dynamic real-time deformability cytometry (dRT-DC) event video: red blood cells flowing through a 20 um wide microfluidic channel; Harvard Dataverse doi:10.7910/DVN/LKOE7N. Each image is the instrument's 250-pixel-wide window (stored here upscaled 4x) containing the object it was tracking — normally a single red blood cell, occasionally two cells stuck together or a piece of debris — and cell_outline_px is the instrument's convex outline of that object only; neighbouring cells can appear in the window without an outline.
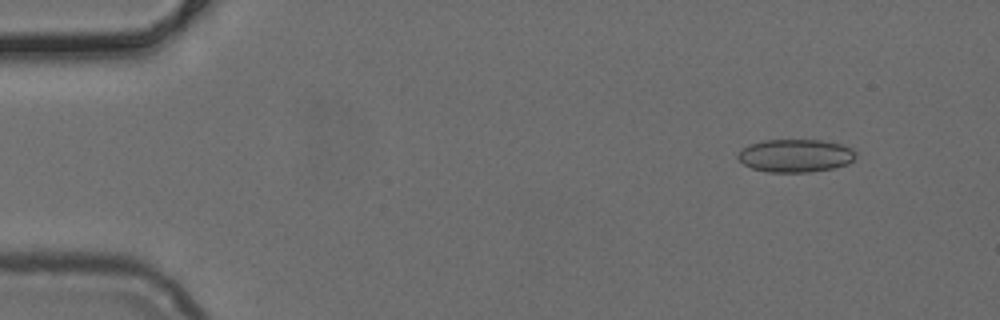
{"species": "common noctule bat (a hibernating species)", "species_latin": "Nyctalus noctula", "temperature_condition": "cold", "stored_images_in_passage": 49, "camera_frame_rate_fps": 3000, "um_per_image_px": 0.085, "animal": {"sex": "female", "body_mass_g": 24.6, "forearm_length_mm": 56.2}, "frame": {"image": 1, "passage_image": 3, "time_ms": 0.667, "image_size_px": [1000, 320], "cell_outline_px": [[856, 156], [848, 164], [832, 168], [808, 172], [768, 172], [752, 168], [744, 164], [736, 156], [740, 148], [748, 144], [764, 140], [820, 140], [840, 144], [852, 148], [856, 152]], "centroid_in_image_um": [67.58, 13.22], "position_along_channel_um": 17.4, "area_um2": 22.72}}
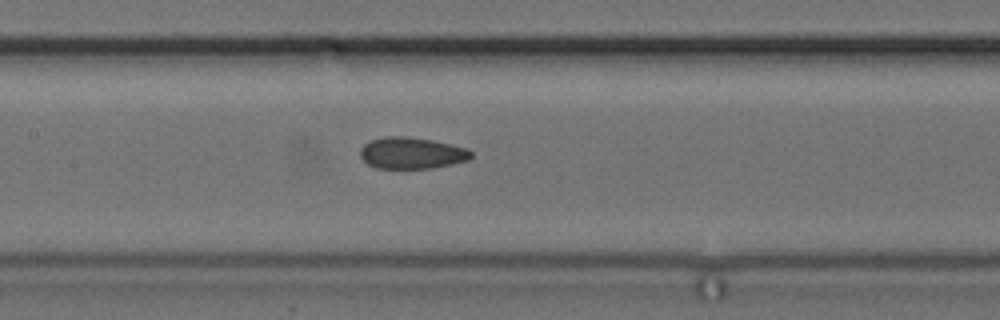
{"frame": {"image": 2, "passage_image": 22, "time_ms": 7.0, "image_size_px": [1000, 320], "cell_outline_px": [[472, 156], [468, 160], [452, 164], [432, 168], [376, 168], [368, 164], [360, 156], [360, 148], [364, 144], [372, 140], [384, 136], [404, 136], [432, 140], [468, 148], [472, 152]], "centroid_in_image_um": [34.99, 13.01], "position_along_channel_um": 172.4, "area_um2": 20.35}}
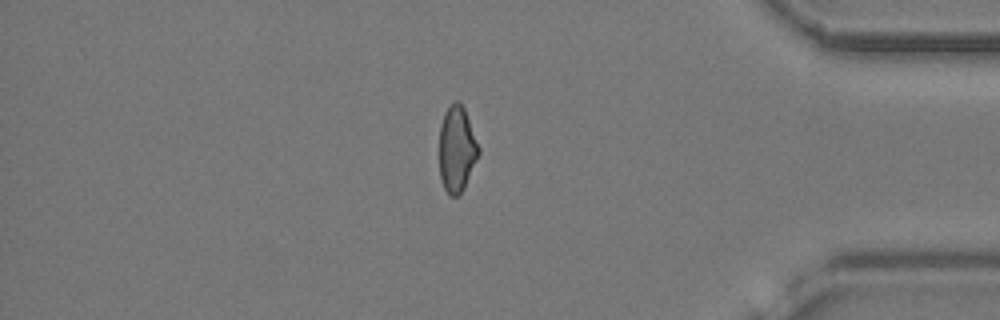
{"frame": {"image": 3, "passage_image": 41, "time_ms": 13.333, "image_size_px": [1000, 320], "cell_outline_px": [[480, 152], [464, 188], [456, 196], [452, 196], [444, 188], [440, 176], [440, 124], [444, 112], [456, 100], [460, 100], [464, 108], [480, 148]], "centroid_in_image_um": [38.83, 12.64], "position_along_channel_um": 396.4, "area_um2": 19.48}}